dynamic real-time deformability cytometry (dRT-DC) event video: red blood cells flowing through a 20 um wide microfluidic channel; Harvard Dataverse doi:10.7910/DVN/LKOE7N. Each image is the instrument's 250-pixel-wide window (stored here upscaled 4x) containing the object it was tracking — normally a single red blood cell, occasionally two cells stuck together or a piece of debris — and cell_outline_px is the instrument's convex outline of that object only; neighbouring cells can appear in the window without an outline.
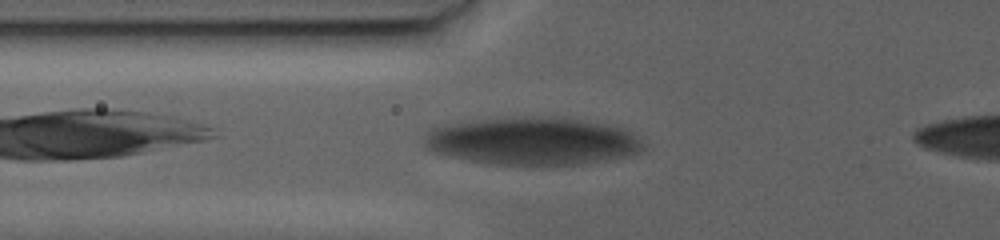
{"species": "human", "species_latin": "Homo sapiens", "temperature_condition": "warm", "stored_images_in_passage": 104, "camera_frame_rate_fps": 3000, "um_per_image_px": 0.085, "donor": {"sex": "female"}, "frame": {"image": 1, "passage_image": 31, "time_ms": 15.0, "image_size_px": [1000, 240], "cell_outline_px": [[640, 148], [636, 152], [620, 156], [580, 164], [496, 164], [472, 160], [440, 152], [428, 148], [424, 144], [428, 136], [436, 128], [464, 124], [496, 120], [580, 120], [596, 124], [624, 132], [636, 140]], "centroid_in_image_um": [45.22, 12.07], "position_along_channel_um": 80.6, "area_um2": 55.14}}
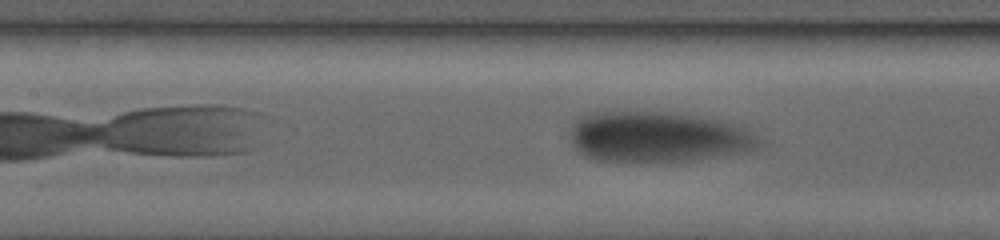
{"frame": {"image": 2, "passage_image": 55, "time_ms": 22.667, "image_size_px": [1000, 240], "cell_outline_px": [[756, 148], [744, 152], [700, 160], [652, 164], [628, 164], [596, 160], [580, 152], [576, 148], [572, 132], [576, 124], [580, 120], [592, 112], [668, 112], [716, 120], [728, 124], [752, 136], [756, 140]], "centroid_in_image_um": [55.83, 11.72], "position_along_channel_um": 151.6, "area_um2": 54.97}}
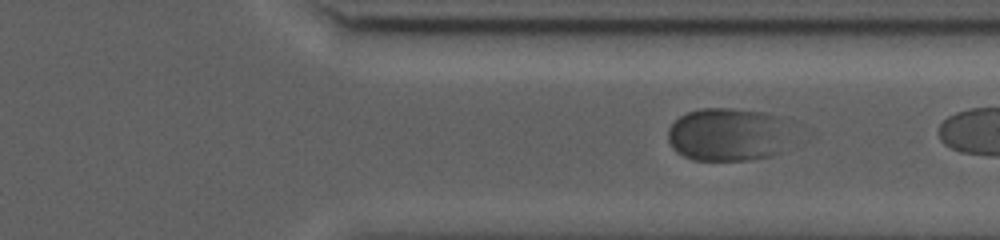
{"frame": {"image": 3, "passage_image": 98, "time_ms": 36.0, "image_size_px": [1000, 240], "cell_outline_px": [[776, 152], [772, 156], [748, 160], [692, 160], [676, 152], [672, 148], [668, 140], [668, 128], [680, 116], [688, 112], [700, 108], [732, 108], [760, 112], [776, 116]], "centroid_in_image_um": [61.53, 11.44], "position_along_channel_um": 349.9, "area_um2": 36.01}}